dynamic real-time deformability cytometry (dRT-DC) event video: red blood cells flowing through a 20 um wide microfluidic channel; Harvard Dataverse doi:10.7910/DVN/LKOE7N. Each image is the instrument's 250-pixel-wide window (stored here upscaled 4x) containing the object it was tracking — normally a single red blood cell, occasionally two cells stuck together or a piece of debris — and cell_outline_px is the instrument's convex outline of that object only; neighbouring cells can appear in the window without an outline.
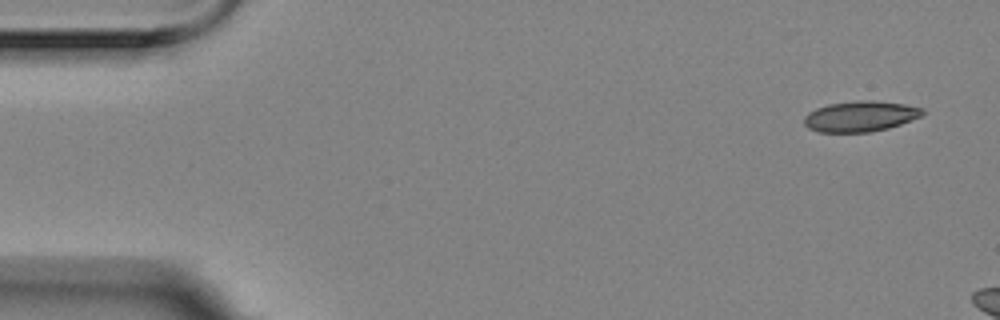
{"species": "Egyptian fruit bat (a non-hibernating species)", "species_latin": "Rousettus aegyptiacus", "temperature_condition": "room temperature", "stored_images_in_passage": 3, "camera_frame_rate_fps": 3000, "um_per_image_px": 0.085, "animal": {"sex": "female"}, "frame": {"image": 1, "passage_image": 1, "time_ms": 0.0, "image_size_px": [1000, 320], "cell_outline_px": [[924, 112], [920, 116], [900, 124], [888, 128], [872, 132], [820, 132], [808, 128], [804, 124], [804, 116], [808, 112], [816, 108], [828, 104], [860, 100], [872, 100], [904, 104], [924, 108]], "centroid_in_image_um": [73.1, 9.88], "position_along_channel_um": 11.9, "area_um2": 21.1}}